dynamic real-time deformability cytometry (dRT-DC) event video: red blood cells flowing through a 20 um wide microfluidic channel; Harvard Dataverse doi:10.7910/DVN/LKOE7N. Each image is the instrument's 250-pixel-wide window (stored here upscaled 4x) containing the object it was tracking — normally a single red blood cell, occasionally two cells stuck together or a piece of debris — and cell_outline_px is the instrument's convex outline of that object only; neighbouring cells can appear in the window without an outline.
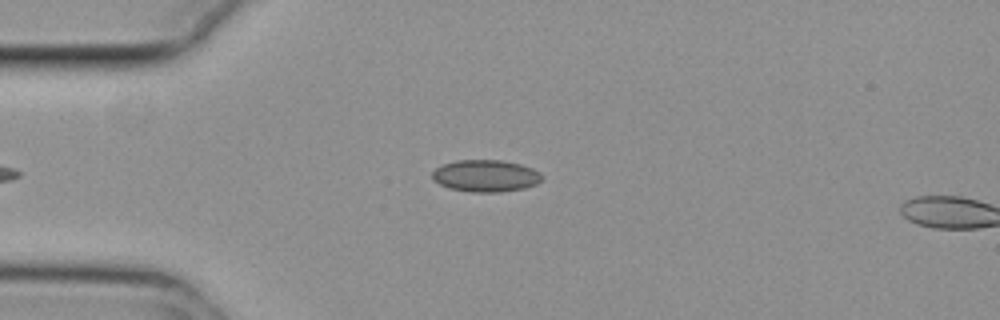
{"species": "common noctule bat (a hibernating species)", "species_latin": "Nyctalus noctula", "temperature_condition": "cold", "stored_images_in_passage": 4, "camera_frame_rate_fps": 3000, "um_per_image_px": 0.085, "animal": {"sex": "female", "body_mass_g": 29.2, "forearm_length_mm": 56.3}, "frame": {"image": 1, "passage_image": 2, "time_ms": 0.333, "image_size_px": [1000, 320], "cell_outline_px": [[540, 180], [536, 184], [524, 188], [500, 192], [472, 192], [448, 188], [432, 180], [432, 172], [436, 168], [444, 164], [456, 160], [500, 160], [520, 164], [532, 168], [540, 172]], "centroid_in_image_um": [41.25, 14.95], "position_along_channel_um": 43.8, "area_um2": 20.35}}